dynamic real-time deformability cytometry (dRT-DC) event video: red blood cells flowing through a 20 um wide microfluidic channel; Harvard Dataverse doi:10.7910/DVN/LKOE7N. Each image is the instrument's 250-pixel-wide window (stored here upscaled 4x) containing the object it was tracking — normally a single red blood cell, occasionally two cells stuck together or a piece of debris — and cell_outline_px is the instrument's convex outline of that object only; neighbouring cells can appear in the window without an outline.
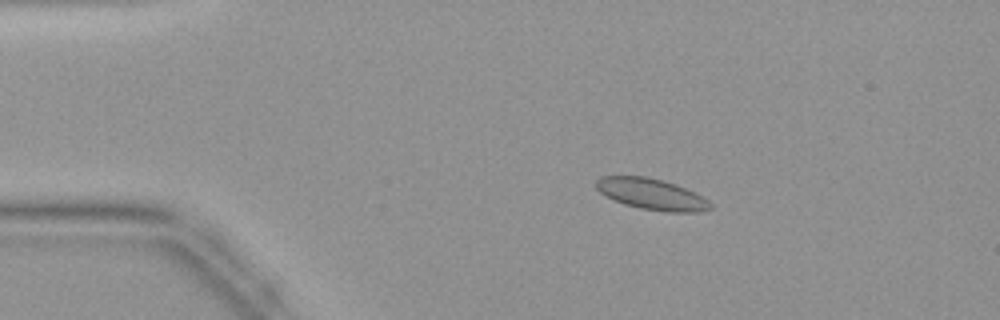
{"species": "common noctule bat (a hibernating species)", "species_latin": "Nyctalus noctula", "temperature_condition": "warm", "stored_images_in_passage": 43, "camera_frame_rate_fps": 3000, "um_per_image_px": 0.085, "animal": {"sex": "female", "body_mass_g": 19.9}, "frame": {"image": 1, "passage_image": 7, "time_ms": 2.0, "image_size_px": [1000, 320], "cell_outline_px": [[712, 208], [700, 212], [668, 212], [640, 208], [624, 204], [604, 196], [596, 188], [596, 180], [600, 176], [644, 176], [664, 180], [676, 184], [708, 200], [712, 204]], "centroid_in_image_um": [55.36, 16.5], "position_along_channel_um": 29.6, "area_um2": 20.69}}
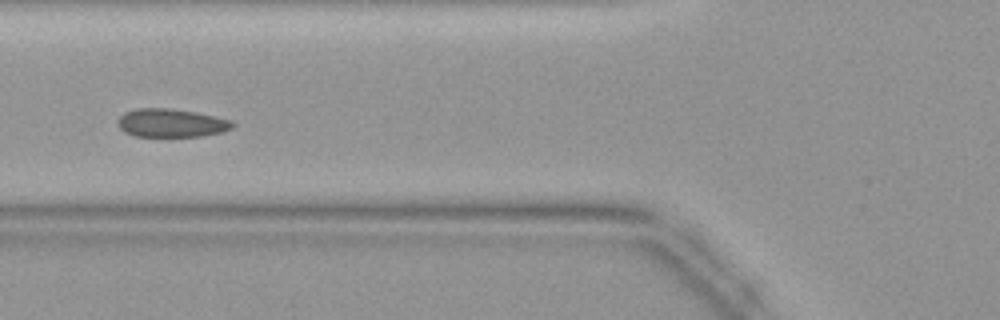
{"frame": {"image": 2, "passage_image": 16, "time_ms": 5.0, "image_size_px": [1000, 320], "cell_outline_px": [[236, 124], [232, 128], [220, 132], [200, 136], [136, 136], [124, 132], [116, 124], [116, 120], [124, 112], [136, 108], [168, 108], [196, 112], [232, 120]], "centroid_in_image_um": [14.52, 10.44], "position_along_channel_um": 111.3, "area_um2": 19.02}}
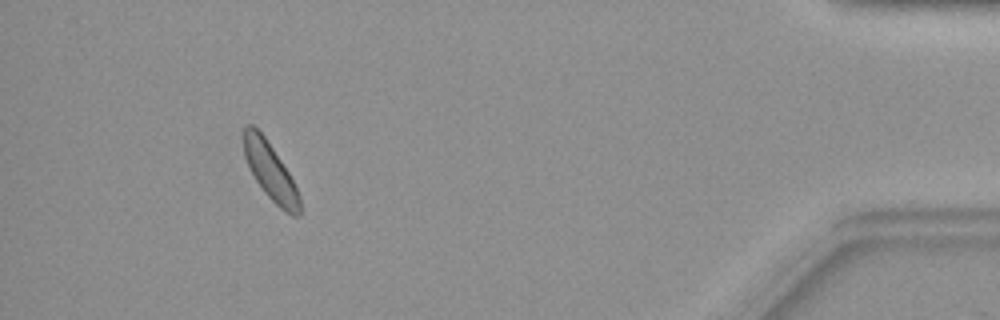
{"frame": {"image": 3, "passage_image": 40, "time_ms": 13.0, "image_size_px": [1000, 320], "cell_outline_px": [[300, 216], [292, 216], [280, 208], [264, 192], [256, 180], [244, 156], [244, 128], [248, 124], [252, 124], [264, 136], [288, 172], [300, 196]], "centroid_in_image_um": [22.99, 14.59], "position_along_channel_um": 412.2, "area_um2": 18.15}}